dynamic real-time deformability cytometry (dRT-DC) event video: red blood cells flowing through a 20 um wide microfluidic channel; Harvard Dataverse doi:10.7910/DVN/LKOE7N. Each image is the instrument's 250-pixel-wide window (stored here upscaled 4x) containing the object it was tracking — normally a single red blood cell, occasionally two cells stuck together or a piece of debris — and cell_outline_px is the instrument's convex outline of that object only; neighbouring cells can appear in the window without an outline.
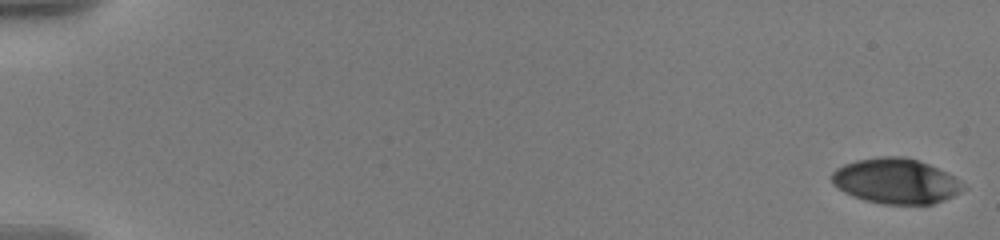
{"species": "human", "species_latin": "Homo sapiens", "temperature_condition": "warm", "stored_images_in_passage": 26, "camera_frame_rate_fps": 3000, "um_per_image_px": 0.085, "donor": {"sex": "male"}, "frame": {"image": 1, "passage_image": 1, "time_ms": 0.0, "image_size_px": [1000, 240], "cell_outline_px": [[968, 188], [944, 200], [932, 204], [880, 204], [864, 200], [852, 196], [836, 188], [832, 184], [832, 172], [836, 168], [844, 164], [856, 160], [880, 156], [904, 156], [928, 164], [952, 176], [964, 184]], "centroid_in_image_um": [76.11, 15.4], "position_along_channel_um": 8.9, "area_um2": 34.68}}
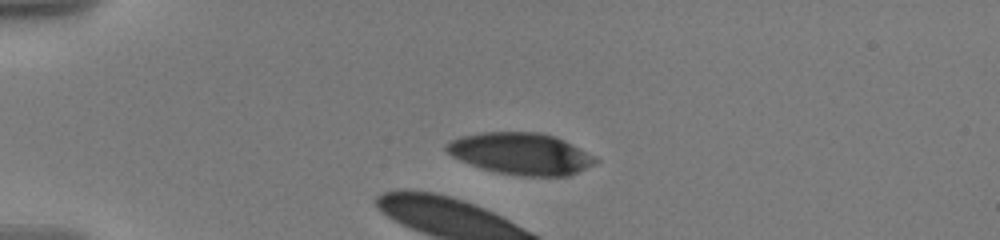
{"frame": {"image": 2, "passage_image": 9, "time_ms": 4.667, "image_size_px": [1000, 240], "cell_outline_px": [[600, 160], [596, 164], [568, 176], [520, 176], [500, 172], [484, 168], [460, 160], [452, 156], [444, 148], [452, 140], [460, 136], [484, 132], [540, 132], [556, 136], [596, 156]], "centroid_in_image_um": [44.34, 13.05], "position_along_channel_um": 40.7, "area_um2": 36.07}}